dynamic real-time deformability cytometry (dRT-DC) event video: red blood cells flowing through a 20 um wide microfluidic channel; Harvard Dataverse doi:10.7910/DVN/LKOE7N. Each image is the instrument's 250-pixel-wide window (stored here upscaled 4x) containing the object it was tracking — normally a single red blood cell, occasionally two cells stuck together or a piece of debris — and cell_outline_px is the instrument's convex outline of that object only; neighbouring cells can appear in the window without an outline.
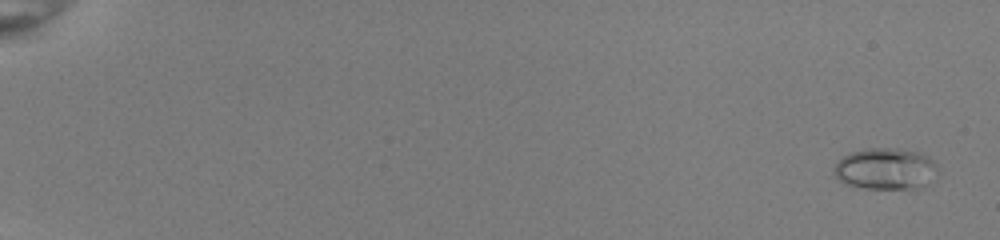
{"species": "common noctule bat (a hibernating species)", "species_latin": "Nyctalus noctula", "temperature_condition": "room temperature", "stored_images_in_passage": 53, "camera_frame_rate_fps": 3000, "um_per_image_px": 0.085, "animal": {"sex": "female", "body_mass_g": 22.0, "forearm_length_mm": 56.7}, "frame": {"image": 1, "passage_image": 2, "time_ms": 0.333, "image_size_px": [1000, 240], "cell_outline_px": [[940, 172], [928, 184], [920, 188], [856, 188], [844, 184], [832, 172], [832, 168], [844, 156], [852, 152], [868, 148], [896, 148], [920, 152], [928, 156], [936, 164]], "centroid_in_image_um": [75.3, 14.36], "position_along_channel_um": 9.7, "area_um2": 25.43}}
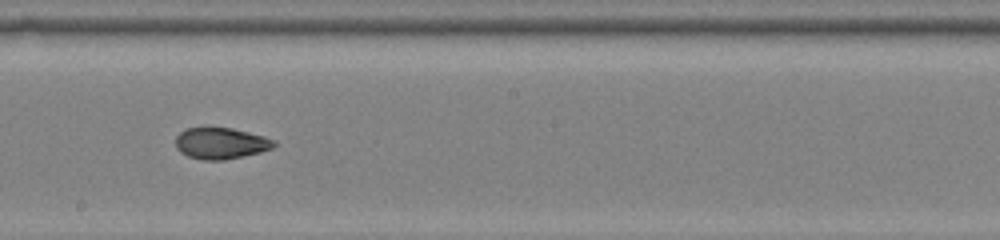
{"frame": {"image": 2, "passage_image": 33, "time_ms": 10.667, "image_size_px": [1000, 240], "cell_outline_px": [[276, 144], [272, 148], [260, 152], [224, 160], [204, 160], [188, 156], [180, 152], [176, 148], [176, 136], [184, 128], [208, 124], [232, 128], [264, 136], [276, 140]], "centroid_in_image_um": [18.72, 12.13], "position_along_channel_um": 229.5, "area_um2": 18.61}}
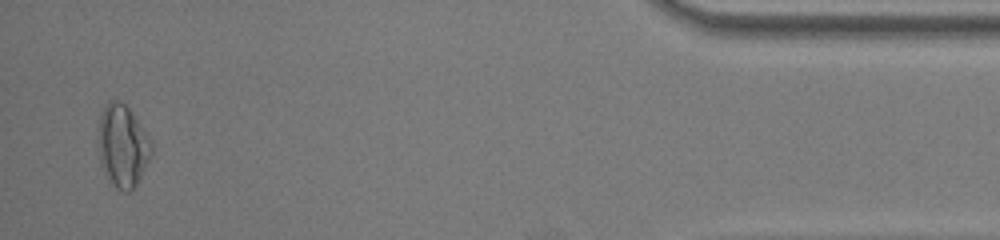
{"frame": {"image": 3, "passage_image": 52, "time_ms": 17.0, "image_size_px": [1000, 240], "cell_outline_px": [[152, 152], [136, 184], [128, 192], [120, 188], [112, 180], [100, 160], [100, 116], [104, 104], [108, 100], [120, 100], [128, 108], [152, 140]], "centroid_in_image_um": [10.46, 12.3], "position_along_channel_um": 424.7, "area_um2": 24.33}, "authors_computed_cell_mechanics": {"area_um2": 19.4786, "velocity_mm_per_s": 4.0135, "shape_relaxation_time_tau1_ms": 5.7969, "shape_relaxation_time_tau2_ms": 2.0942, "deformation_change_tau1": 0.1571, "deformation_change_tau2": 0.0649}}